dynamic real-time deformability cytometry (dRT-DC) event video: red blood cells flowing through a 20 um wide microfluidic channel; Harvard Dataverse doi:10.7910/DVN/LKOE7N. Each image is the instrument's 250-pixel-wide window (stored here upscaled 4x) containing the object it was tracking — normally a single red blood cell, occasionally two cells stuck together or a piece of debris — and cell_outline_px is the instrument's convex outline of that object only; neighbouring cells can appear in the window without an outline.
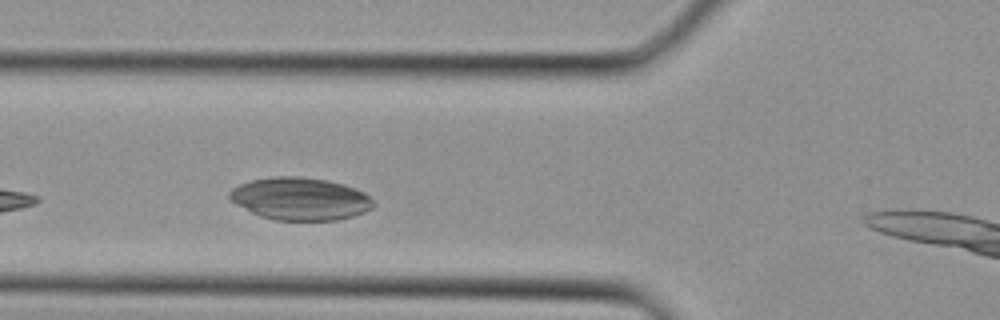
{"species": "Egyptian fruit bat (a non-hibernating species)", "species_latin": "Rousettus aegyptiacus", "temperature_condition": "cold", "stored_images_in_passage": 3, "camera_frame_rate_fps": 3000, "um_per_image_px": 0.085, "animal": {"sex": "female"}, "frame": {"image": 1, "passage_image": 3, "time_ms": 0.667, "image_size_px": [1000, 320], "cell_outline_px": [[376, 204], [372, 208], [364, 212], [352, 216], [336, 220], [276, 220], [260, 216], [236, 204], [228, 196], [228, 192], [232, 188], [240, 184], [252, 180], [272, 176], [300, 176], [328, 180], [344, 184], [356, 188], [364, 192]], "centroid_in_image_um": [25.52, 16.88], "position_along_channel_um": 100.3, "area_um2": 35.72}}